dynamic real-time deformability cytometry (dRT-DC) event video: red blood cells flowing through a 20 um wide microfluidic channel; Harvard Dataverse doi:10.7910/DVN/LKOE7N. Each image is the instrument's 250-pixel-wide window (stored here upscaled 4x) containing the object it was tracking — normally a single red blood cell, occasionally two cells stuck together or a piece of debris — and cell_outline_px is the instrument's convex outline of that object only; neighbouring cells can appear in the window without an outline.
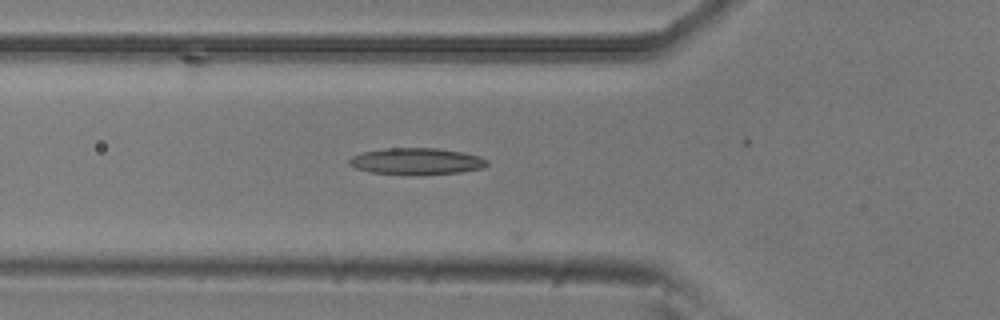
{"species": "common noctule bat (a hibernating species)", "species_latin": "Nyctalus noctula", "temperature_condition": "room temperature", "stored_images_in_passage": 10, "camera_frame_rate_fps": 3000, "um_per_image_px": 0.085, "animal": {"sex": "male", "body_mass_g": 20.5, "forearm_length_mm": 52.5}, "frame": {"image": 1, "passage_image": 8, "time_ms": 2.333, "image_size_px": [1000, 320], "cell_outline_px": [[488, 164], [484, 168], [460, 172], [420, 176], [412, 176], [372, 172], [356, 168], [348, 164], [348, 160], [352, 156], [364, 152], [384, 148], [436, 148], [460, 152], [480, 156], [488, 160]], "centroid_in_image_um": [35.41, 13.73], "position_along_channel_um": 90.4, "area_um2": 21.68}}